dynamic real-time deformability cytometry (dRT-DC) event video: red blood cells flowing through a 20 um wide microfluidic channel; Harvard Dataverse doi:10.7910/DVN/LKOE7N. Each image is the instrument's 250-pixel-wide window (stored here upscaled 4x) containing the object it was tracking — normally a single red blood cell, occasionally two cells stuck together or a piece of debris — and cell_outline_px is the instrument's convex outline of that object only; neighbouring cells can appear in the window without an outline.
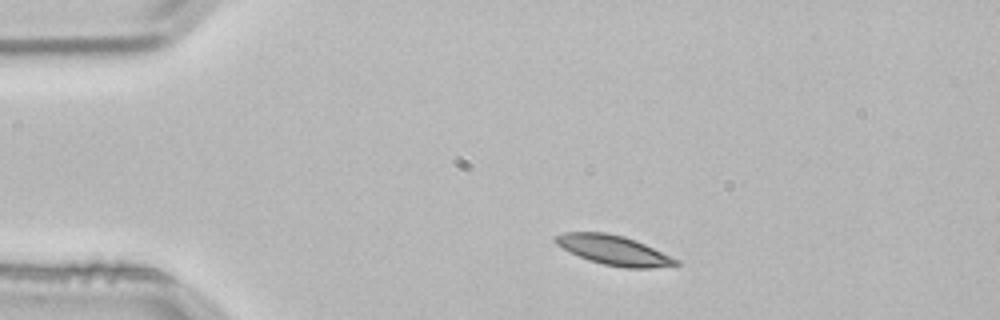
{"species": "common noctule bat (a hibernating species)", "species_latin": "Nyctalus noctula", "temperature_condition": "room temperature", "stored_images_in_passage": 2, "camera_frame_rate_fps": 3000, "um_per_image_px": 0.085, "animal": {"sex": "male", "body_mass_g": 21.5, "forearm_length_mm": 52.0}, "frame": {"image": 1, "passage_image": 1, "time_ms": 0.0, "image_size_px": [1000, 320], "cell_outline_px": [[680, 264], [652, 268], [624, 268], [604, 264], [588, 260], [556, 244], [552, 240], [552, 236], [564, 232], [604, 232], [624, 236], [636, 240], [680, 260]], "centroid_in_image_um": [52.16, 21.26], "position_along_channel_um": 32.8, "area_um2": 20.75}}